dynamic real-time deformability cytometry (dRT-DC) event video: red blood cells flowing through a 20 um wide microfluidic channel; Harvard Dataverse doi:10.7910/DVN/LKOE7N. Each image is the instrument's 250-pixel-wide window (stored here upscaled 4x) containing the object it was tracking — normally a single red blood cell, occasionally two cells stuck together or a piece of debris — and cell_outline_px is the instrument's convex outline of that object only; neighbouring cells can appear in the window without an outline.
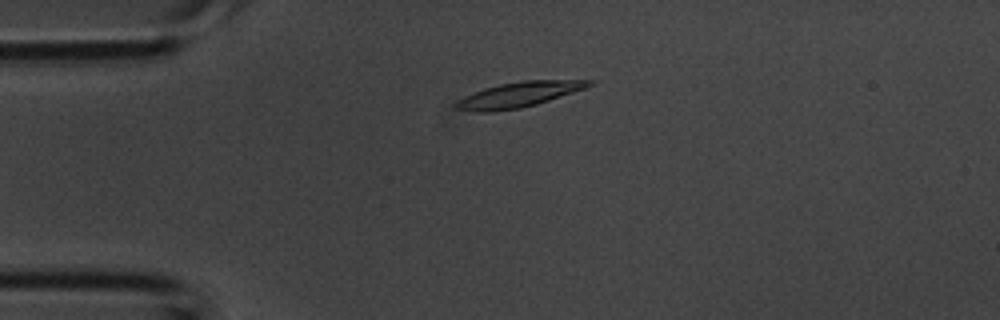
{"species": "common noctule bat (a hibernating species)", "species_latin": "Nyctalus noctula", "temperature_condition": "room temperature", "stored_images_in_passage": 2, "camera_frame_rate_fps": 3000, "um_per_image_px": 0.085, "animal": {"sex": "male", "body_mass_g": 20.1, "forearm_length_mm": 53.5}, "frame": {"image": 1, "passage_image": 2, "time_ms": 0.333, "image_size_px": [1000, 320], "cell_outline_px": [[596, 80], [592, 84], [584, 88], [536, 104], [520, 108], [492, 112], [476, 112], [456, 108], [452, 104], [456, 100], [464, 96], [484, 88], [500, 84], [520, 80]], "centroid_in_image_um": [44.02, 8.04], "position_along_channel_um": 41.0, "area_um2": 19.42}}